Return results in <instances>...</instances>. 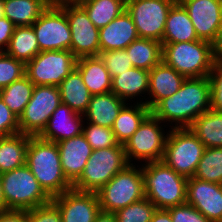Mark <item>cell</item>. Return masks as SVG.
Masks as SVG:
<instances>
[{"mask_svg":"<svg viewBox=\"0 0 222 222\" xmlns=\"http://www.w3.org/2000/svg\"><path fill=\"white\" fill-rule=\"evenodd\" d=\"M84 117L61 103L49 118L48 124L39 137L58 143L82 134Z\"/></svg>","mask_w":222,"mask_h":222,"instance_id":"19","label":"cell"},{"mask_svg":"<svg viewBox=\"0 0 222 222\" xmlns=\"http://www.w3.org/2000/svg\"><path fill=\"white\" fill-rule=\"evenodd\" d=\"M76 62L70 50L41 51L25 64V75L34 85L59 86Z\"/></svg>","mask_w":222,"mask_h":222,"instance_id":"10","label":"cell"},{"mask_svg":"<svg viewBox=\"0 0 222 222\" xmlns=\"http://www.w3.org/2000/svg\"><path fill=\"white\" fill-rule=\"evenodd\" d=\"M40 51L32 26L15 27L5 53L24 64L31 61Z\"/></svg>","mask_w":222,"mask_h":222,"instance_id":"32","label":"cell"},{"mask_svg":"<svg viewBox=\"0 0 222 222\" xmlns=\"http://www.w3.org/2000/svg\"><path fill=\"white\" fill-rule=\"evenodd\" d=\"M25 75V64L0 52V90Z\"/></svg>","mask_w":222,"mask_h":222,"instance_id":"38","label":"cell"},{"mask_svg":"<svg viewBox=\"0 0 222 222\" xmlns=\"http://www.w3.org/2000/svg\"><path fill=\"white\" fill-rule=\"evenodd\" d=\"M211 109L222 113V60H217L209 73Z\"/></svg>","mask_w":222,"mask_h":222,"instance_id":"40","label":"cell"},{"mask_svg":"<svg viewBox=\"0 0 222 222\" xmlns=\"http://www.w3.org/2000/svg\"><path fill=\"white\" fill-rule=\"evenodd\" d=\"M5 17L3 0H0V19Z\"/></svg>","mask_w":222,"mask_h":222,"instance_id":"51","label":"cell"},{"mask_svg":"<svg viewBox=\"0 0 222 222\" xmlns=\"http://www.w3.org/2000/svg\"><path fill=\"white\" fill-rule=\"evenodd\" d=\"M61 103L58 86L35 85L30 101L18 118L20 133L39 136Z\"/></svg>","mask_w":222,"mask_h":222,"instance_id":"11","label":"cell"},{"mask_svg":"<svg viewBox=\"0 0 222 222\" xmlns=\"http://www.w3.org/2000/svg\"><path fill=\"white\" fill-rule=\"evenodd\" d=\"M162 61L185 78L209 76L217 57L213 44L203 41L162 43Z\"/></svg>","mask_w":222,"mask_h":222,"instance_id":"4","label":"cell"},{"mask_svg":"<svg viewBox=\"0 0 222 222\" xmlns=\"http://www.w3.org/2000/svg\"><path fill=\"white\" fill-rule=\"evenodd\" d=\"M34 86L33 82L24 75L0 90L1 100L17 118L20 117L30 101Z\"/></svg>","mask_w":222,"mask_h":222,"instance_id":"34","label":"cell"},{"mask_svg":"<svg viewBox=\"0 0 222 222\" xmlns=\"http://www.w3.org/2000/svg\"><path fill=\"white\" fill-rule=\"evenodd\" d=\"M150 222H172L167 209H156Z\"/></svg>","mask_w":222,"mask_h":222,"instance_id":"46","label":"cell"},{"mask_svg":"<svg viewBox=\"0 0 222 222\" xmlns=\"http://www.w3.org/2000/svg\"><path fill=\"white\" fill-rule=\"evenodd\" d=\"M100 210L114 213L145 197L141 165L129 164L97 193Z\"/></svg>","mask_w":222,"mask_h":222,"instance_id":"8","label":"cell"},{"mask_svg":"<svg viewBox=\"0 0 222 222\" xmlns=\"http://www.w3.org/2000/svg\"><path fill=\"white\" fill-rule=\"evenodd\" d=\"M98 56L110 73L111 78L133 67L131 59L125 49L101 51Z\"/></svg>","mask_w":222,"mask_h":222,"instance_id":"39","label":"cell"},{"mask_svg":"<svg viewBox=\"0 0 222 222\" xmlns=\"http://www.w3.org/2000/svg\"><path fill=\"white\" fill-rule=\"evenodd\" d=\"M94 222H117L114 213L100 211Z\"/></svg>","mask_w":222,"mask_h":222,"instance_id":"48","label":"cell"},{"mask_svg":"<svg viewBox=\"0 0 222 222\" xmlns=\"http://www.w3.org/2000/svg\"><path fill=\"white\" fill-rule=\"evenodd\" d=\"M57 145L64 175L73 184L81 176L93 149L83 134L62 140Z\"/></svg>","mask_w":222,"mask_h":222,"instance_id":"18","label":"cell"},{"mask_svg":"<svg viewBox=\"0 0 222 222\" xmlns=\"http://www.w3.org/2000/svg\"><path fill=\"white\" fill-rule=\"evenodd\" d=\"M150 113V108L145 104L127 103L112 126L116 141L124 145Z\"/></svg>","mask_w":222,"mask_h":222,"instance_id":"26","label":"cell"},{"mask_svg":"<svg viewBox=\"0 0 222 222\" xmlns=\"http://www.w3.org/2000/svg\"><path fill=\"white\" fill-rule=\"evenodd\" d=\"M217 60H222V21L217 38L213 44Z\"/></svg>","mask_w":222,"mask_h":222,"instance_id":"47","label":"cell"},{"mask_svg":"<svg viewBox=\"0 0 222 222\" xmlns=\"http://www.w3.org/2000/svg\"><path fill=\"white\" fill-rule=\"evenodd\" d=\"M189 129L206 148L222 147V113L208 110L194 120Z\"/></svg>","mask_w":222,"mask_h":222,"instance_id":"30","label":"cell"},{"mask_svg":"<svg viewBox=\"0 0 222 222\" xmlns=\"http://www.w3.org/2000/svg\"><path fill=\"white\" fill-rule=\"evenodd\" d=\"M199 40L187 10L177 0L170 8L161 43L190 42Z\"/></svg>","mask_w":222,"mask_h":222,"instance_id":"25","label":"cell"},{"mask_svg":"<svg viewBox=\"0 0 222 222\" xmlns=\"http://www.w3.org/2000/svg\"><path fill=\"white\" fill-rule=\"evenodd\" d=\"M193 177L203 181L222 183V147L205 149Z\"/></svg>","mask_w":222,"mask_h":222,"instance_id":"35","label":"cell"},{"mask_svg":"<svg viewBox=\"0 0 222 222\" xmlns=\"http://www.w3.org/2000/svg\"><path fill=\"white\" fill-rule=\"evenodd\" d=\"M127 104L113 92L92 95L84 121L102 127L112 128L121 109Z\"/></svg>","mask_w":222,"mask_h":222,"instance_id":"23","label":"cell"},{"mask_svg":"<svg viewBox=\"0 0 222 222\" xmlns=\"http://www.w3.org/2000/svg\"><path fill=\"white\" fill-rule=\"evenodd\" d=\"M169 130L168 126L150 113L124 144L127 162L142 165L162 161Z\"/></svg>","mask_w":222,"mask_h":222,"instance_id":"6","label":"cell"},{"mask_svg":"<svg viewBox=\"0 0 222 222\" xmlns=\"http://www.w3.org/2000/svg\"><path fill=\"white\" fill-rule=\"evenodd\" d=\"M32 27L40 51L70 50V25L65 11L58 4L52 2Z\"/></svg>","mask_w":222,"mask_h":222,"instance_id":"13","label":"cell"},{"mask_svg":"<svg viewBox=\"0 0 222 222\" xmlns=\"http://www.w3.org/2000/svg\"><path fill=\"white\" fill-rule=\"evenodd\" d=\"M148 89L149 71L144 69L132 67L112 78L111 92L127 103L147 106Z\"/></svg>","mask_w":222,"mask_h":222,"instance_id":"20","label":"cell"},{"mask_svg":"<svg viewBox=\"0 0 222 222\" xmlns=\"http://www.w3.org/2000/svg\"><path fill=\"white\" fill-rule=\"evenodd\" d=\"M186 203L197 209L210 222H222L221 184L188 178Z\"/></svg>","mask_w":222,"mask_h":222,"instance_id":"17","label":"cell"},{"mask_svg":"<svg viewBox=\"0 0 222 222\" xmlns=\"http://www.w3.org/2000/svg\"><path fill=\"white\" fill-rule=\"evenodd\" d=\"M20 133L18 118L0 98V138Z\"/></svg>","mask_w":222,"mask_h":222,"instance_id":"43","label":"cell"},{"mask_svg":"<svg viewBox=\"0 0 222 222\" xmlns=\"http://www.w3.org/2000/svg\"><path fill=\"white\" fill-rule=\"evenodd\" d=\"M28 222H63L60 210L51 201L28 210Z\"/></svg>","mask_w":222,"mask_h":222,"instance_id":"41","label":"cell"},{"mask_svg":"<svg viewBox=\"0 0 222 222\" xmlns=\"http://www.w3.org/2000/svg\"><path fill=\"white\" fill-rule=\"evenodd\" d=\"M187 10L199 40L214 44L222 21V0H178Z\"/></svg>","mask_w":222,"mask_h":222,"instance_id":"15","label":"cell"},{"mask_svg":"<svg viewBox=\"0 0 222 222\" xmlns=\"http://www.w3.org/2000/svg\"><path fill=\"white\" fill-rule=\"evenodd\" d=\"M66 13L71 29L70 51L79 59L98 56L100 52L99 29L89 19L78 3H57Z\"/></svg>","mask_w":222,"mask_h":222,"instance_id":"14","label":"cell"},{"mask_svg":"<svg viewBox=\"0 0 222 222\" xmlns=\"http://www.w3.org/2000/svg\"><path fill=\"white\" fill-rule=\"evenodd\" d=\"M157 207L146 197L114 212L117 222H150Z\"/></svg>","mask_w":222,"mask_h":222,"instance_id":"36","label":"cell"},{"mask_svg":"<svg viewBox=\"0 0 222 222\" xmlns=\"http://www.w3.org/2000/svg\"><path fill=\"white\" fill-rule=\"evenodd\" d=\"M167 210L170 212L172 222H210L202 213L187 203Z\"/></svg>","mask_w":222,"mask_h":222,"instance_id":"42","label":"cell"},{"mask_svg":"<svg viewBox=\"0 0 222 222\" xmlns=\"http://www.w3.org/2000/svg\"><path fill=\"white\" fill-rule=\"evenodd\" d=\"M206 147L189 128L169 130L162 162L185 178L195 175Z\"/></svg>","mask_w":222,"mask_h":222,"instance_id":"9","label":"cell"},{"mask_svg":"<svg viewBox=\"0 0 222 222\" xmlns=\"http://www.w3.org/2000/svg\"><path fill=\"white\" fill-rule=\"evenodd\" d=\"M145 197L157 209H168L186 203L187 178L162 161L141 165Z\"/></svg>","mask_w":222,"mask_h":222,"instance_id":"3","label":"cell"},{"mask_svg":"<svg viewBox=\"0 0 222 222\" xmlns=\"http://www.w3.org/2000/svg\"><path fill=\"white\" fill-rule=\"evenodd\" d=\"M185 77L163 61L149 71L147 106L152 110L161 100L177 92Z\"/></svg>","mask_w":222,"mask_h":222,"instance_id":"21","label":"cell"},{"mask_svg":"<svg viewBox=\"0 0 222 222\" xmlns=\"http://www.w3.org/2000/svg\"><path fill=\"white\" fill-rule=\"evenodd\" d=\"M82 134L93 150L109 148L118 144L112 128L102 127L84 121Z\"/></svg>","mask_w":222,"mask_h":222,"instance_id":"37","label":"cell"},{"mask_svg":"<svg viewBox=\"0 0 222 222\" xmlns=\"http://www.w3.org/2000/svg\"><path fill=\"white\" fill-rule=\"evenodd\" d=\"M52 0H3L4 14L16 27L32 26Z\"/></svg>","mask_w":222,"mask_h":222,"instance_id":"27","label":"cell"},{"mask_svg":"<svg viewBox=\"0 0 222 222\" xmlns=\"http://www.w3.org/2000/svg\"><path fill=\"white\" fill-rule=\"evenodd\" d=\"M211 109L209 76L186 78L180 89L161 100L151 113L171 128H189L194 120Z\"/></svg>","mask_w":222,"mask_h":222,"instance_id":"1","label":"cell"},{"mask_svg":"<svg viewBox=\"0 0 222 222\" xmlns=\"http://www.w3.org/2000/svg\"><path fill=\"white\" fill-rule=\"evenodd\" d=\"M75 68L91 95L111 92L112 78L99 56L79 58Z\"/></svg>","mask_w":222,"mask_h":222,"instance_id":"24","label":"cell"},{"mask_svg":"<svg viewBox=\"0 0 222 222\" xmlns=\"http://www.w3.org/2000/svg\"><path fill=\"white\" fill-rule=\"evenodd\" d=\"M82 0H52L53 3H78Z\"/></svg>","mask_w":222,"mask_h":222,"instance_id":"50","label":"cell"},{"mask_svg":"<svg viewBox=\"0 0 222 222\" xmlns=\"http://www.w3.org/2000/svg\"><path fill=\"white\" fill-rule=\"evenodd\" d=\"M133 67L150 71L162 61V43L148 38H137L126 48Z\"/></svg>","mask_w":222,"mask_h":222,"instance_id":"31","label":"cell"},{"mask_svg":"<svg viewBox=\"0 0 222 222\" xmlns=\"http://www.w3.org/2000/svg\"><path fill=\"white\" fill-rule=\"evenodd\" d=\"M78 4L98 29L105 27L126 10V0H82Z\"/></svg>","mask_w":222,"mask_h":222,"instance_id":"33","label":"cell"},{"mask_svg":"<svg viewBox=\"0 0 222 222\" xmlns=\"http://www.w3.org/2000/svg\"><path fill=\"white\" fill-rule=\"evenodd\" d=\"M139 38L131 16L125 10L120 16L99 29V45L101 51L125 49Z\"/></svg>","mask_w":222,"mask_h":222,"instance_id":"22","label":"cell"},{"mask_svg":"<svg viewBox=\"0 0 222 222\" xmlns=\"http://www.w3.org/2000/svg\"><path fill=\"white\" fill-rule=\"evenodd\" d=\"M30 135L23 133L0 138V174L26 164Z\"/></svg>","mask_w":222,"mask_h":222,"instance_id":"29","label":"cell"},{"mask_svg":"<svg viewBox=\"0 0 222 222\" xmlns=\"http://www.w3.org/2000/svg\"><path fill=\"white\" fill-rule=\"evenodd\" d=\"M129 163L126 160L123 144L93 150L81 176L72 184V188L82 192L97 193L118 172Z\"/></svg>","mask_w":222,"mask_h":222,"instance_id":"7","label":"cell"},{"mask_svg":"<svg viewBox=\"0 0 222 222\" xmlns=\"http://www.w3.org/2000/svg\"><path fill=\"white\" fill-rule=\"evenodd\" d=\"M15 27L6 17L0 19V52H5L8 48Z\"/></svg>","mask_w":222,"mask_h":222,"instance_id":"44","label":"cell"},{"mask_svg":"<svg viewBox=\"0 0 222 222\" xmlns=\"http://www.w3.org/2000/svg\"><path fill=\"white\" fill-rule=\"evenodd\" d=\"M0 178L6 209L30 210L52 201L26 164Z\"/></svg>","mask_w":222,"mask_h":222,"instance_id":"5","label":"cell"},{"mask_svg":"<svg viewBox=\"0 0 222 222\" xmlns=\"http://www.w3.org/2000/svg\"><path fill=\"white\" fill-rule=\"evenodd\" d=\"M177 0H126L140 38L162 42L168 12Z\"/></svg>","mask_w":222,"mask_h":222,"instance_id":"12","label":"cell"},{"mask_svg":"<svg viewBox=\"0 0 222 222\" xmlns=\"http://www.w3.org/2000/svg\"><path fill=\"white\" fill-rule=\"evenodd\" d=\"M58 88L63 104L82 115L87 111L92 95L76 68L61 82Z\"/></svg>","mask_w":222,"mask_h":222,"instance_id":"28","label":"cell"},{"mask_svg":"<svg viewBox=\"0 0 222 222\" xmlns=\"http://www.w3.org/2000/svg\"><path fill=\"white\" fill-rule=\"evenodd\" d=\"M52 202L60 210L63 222H94L101 211L95 192H82L72 188L53 197Z\"/></svg>","mask_w":222,"mask_h":222,"instance_id":"16","label":"cell"},{"mask_svg":"<svg viewBox=\"0 0 222 222\" xmlns=\"http://www.w3.org/2000/svg\"><path fill=\"white\" fill-rule=\"evenodd\" d=\"M7 210L5 207V202H4V196H3V190L1 186V178H0V211Z\"/></svg>","mask_w":222,"mask_h":222,"instance_id":"49","label":"cell"},{"mask_svg":"<svg viewBox=\"0 0 222 222\" xmlns=\"http://www.w3.org/2000/svg\"><path fill=\"white\" fill-rule=\"evenodd\" d=\"M0 222H28V210L7 209L0 211Z\"/></svg>","mask_w":222,"mask_h":222,"instance_id":"45","label":"cell"},{"mask_svg":"<svg viewBox=\"0 0 222 222\" xmlns=\"http://www.w3.org/2000/svg\"><path fill=\"white\" fill-rule=\"evenodd\" d=\"M26 165L51 198L72 189V183L62 170L57 143L31 136L26 151Z\"/></svg>","mask_w":222,"mask_h":222,"instance_id":"2","label":"cell"}]
</instances>
